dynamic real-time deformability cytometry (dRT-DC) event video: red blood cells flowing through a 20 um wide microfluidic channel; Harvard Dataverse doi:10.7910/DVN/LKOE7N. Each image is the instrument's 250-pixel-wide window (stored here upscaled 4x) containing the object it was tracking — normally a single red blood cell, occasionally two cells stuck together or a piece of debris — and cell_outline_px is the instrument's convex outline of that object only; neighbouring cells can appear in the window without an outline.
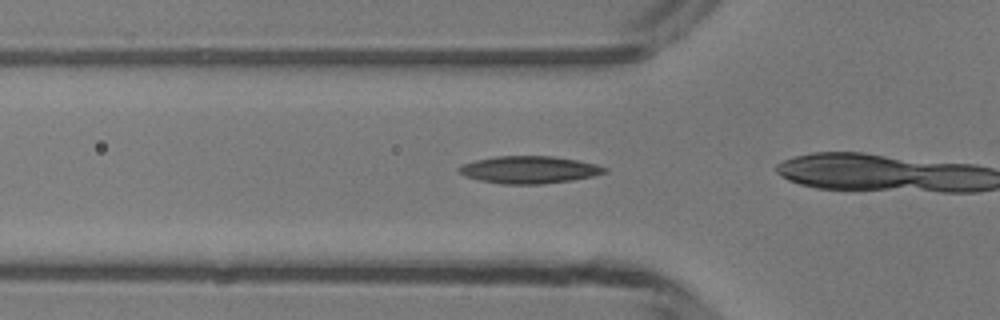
{"species": "common noctule bat (a hibernating species)", "species_latin": "Nyctalus noctula", "temperature_condition": "room temperature", "stored_images_in_passage": 4, "camera_frame_rate_fps": 3000, "um_per_image_px": 0.085, "animal": {"sex": "male", "body_mass_g": 13.3}, "frame": {"image": 1, "passage_image": 2, "time_ms": 0.333, "image_size_px": [1000, 320], "cell_outline_px": [[608, 172], [592, 176], [572, 180], [540, 184], [500, 184], [480, 180], [468, 176], [460, 172], [456, 168], [464, 164], [476, 160], [496, 156], [552, 156], [576, 160], [596, 164], [608, 168]], "centroid_in_image_um": [45.01, 14.42], "position_along_channel_um": 80.8, "area_um2": 23.0}}